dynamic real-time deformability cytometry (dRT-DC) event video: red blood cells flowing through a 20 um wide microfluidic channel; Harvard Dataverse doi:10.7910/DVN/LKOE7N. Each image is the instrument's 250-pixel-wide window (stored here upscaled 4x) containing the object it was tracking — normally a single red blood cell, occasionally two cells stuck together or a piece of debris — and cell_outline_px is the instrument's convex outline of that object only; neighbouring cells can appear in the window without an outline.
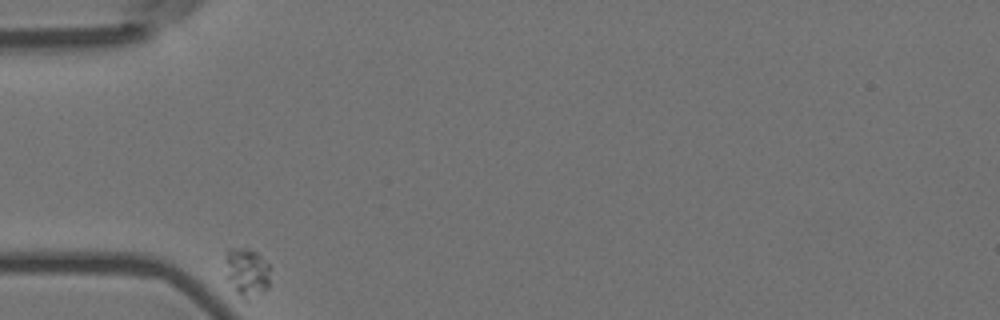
{"species": "Egyptian fruit bat (a non-hibernating species)", "species_latin": "Rousettus aegyptiacus", "temperature_condition": "room temperature", "stored_images_in_passage": 35, "camera_frame_rate_fps": 3000, "um_per_image_px": 0.085, "animal": {"sex": "female"}, "frame": {"image": 1, "passage_image": 1, "time_ms": 0.0, "image_size_px": [1000, 320], "cell_outline_px": [[268, 288], [248, 304], [236, 292], [224, 276], [224, 252], [228, 248], [248, 248], [256, 252], [268, 264]], "centroid_in_image_um": [20.91, 23.17], "position_along_channel_um": 64.1, "area_um2": 13.35}}
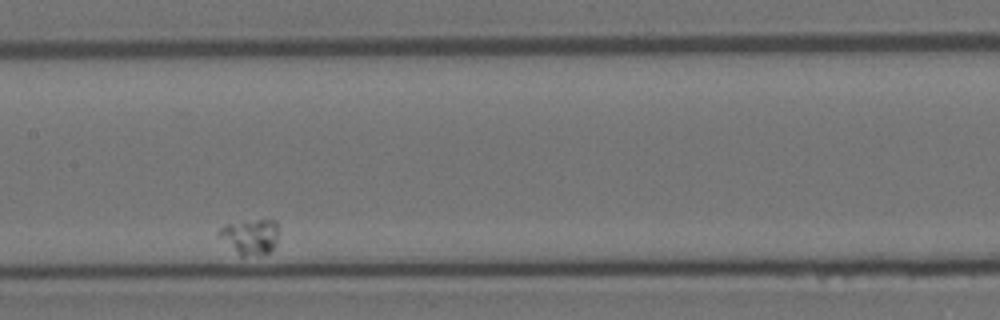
{"frame": {"image": 2, "passage_image": 16, "time_ms": 5.0, "image_size_px": [1000, 320], "cell_outline_px": [[276, 236], [272, 248], [268, 252], [244, 256], [240, 256], [216, 236], [216, 232], [224, 224], [244, 220], [276, 220]], "centroid_in_image_um": [21.15, 20.08], "position_along_channel_um": 186.3, "area_um2": 12.2}}
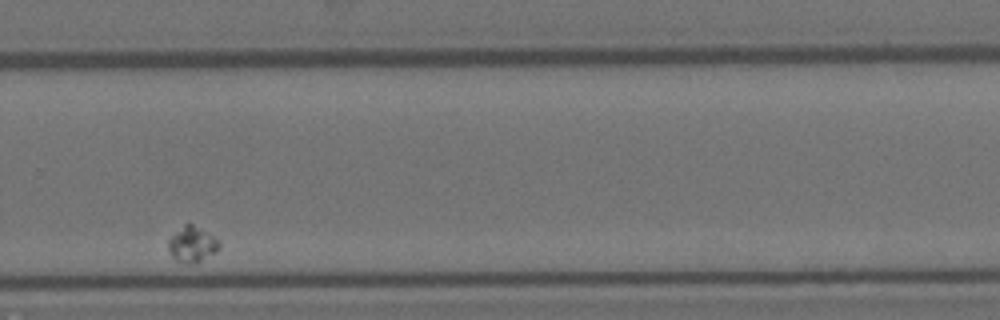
{"frame": {"image": 3, "passage_image": 30, "time_ms": 9.667, "image_size_px": [1000, 320], "cell_outline_px": [[220, 244], [216, 252], [196, 264], [184, 264], [176, 260], [172, 256], [168, 248], [168, 240], [184, 224], [192, 224], [220, 240]], "centroid_in_image_um": [16.34, 20.81], "position_along_channel_um": 313.5, "area_um2": 10.52}}